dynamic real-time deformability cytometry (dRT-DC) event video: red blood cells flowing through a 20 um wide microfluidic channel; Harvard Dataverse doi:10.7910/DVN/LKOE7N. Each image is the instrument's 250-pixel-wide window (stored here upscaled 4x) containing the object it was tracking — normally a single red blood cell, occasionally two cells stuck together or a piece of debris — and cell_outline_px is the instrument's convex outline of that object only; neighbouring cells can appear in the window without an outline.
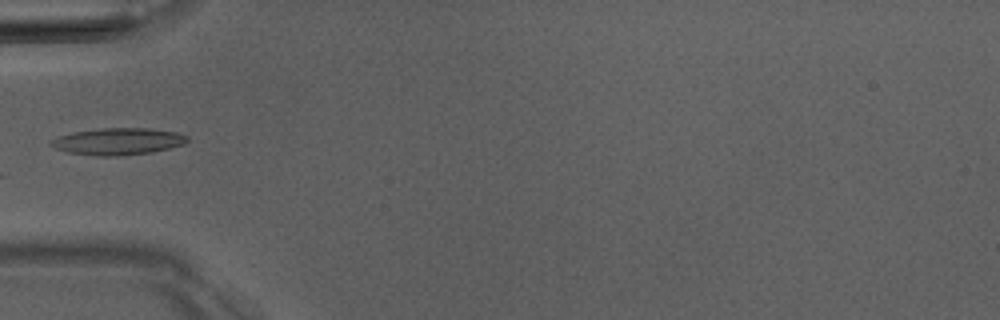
{"species": "Egyptian fruit bat (a non-hibernating species)", "species_latin": "Rousettus aegyptiacus", "temperature_condition": "room temperature", "stored_images_in_passage": 6, "camera_frame_rate_fps": 3000, "um_per_image_px": 0.085, "animal": {"sex": "male"}, "frame": {"image": 1, "passage_image": 5, "time_ms": 4.667, "image_size_px": [1000, 320], "cell_outline_px": [[188, 140], [184, 144], [152, 152], [116, 156], [96, 156], [64, 152], [48, 144], [52, 140], [60, 136], [72, 132], [100, 128], [148, 128], [176, 132], [188, 136]], "centroid_in_image_um": [10.01, 12.02], "position_along_channel_um": 75.0, "area_um2": 21.33}}